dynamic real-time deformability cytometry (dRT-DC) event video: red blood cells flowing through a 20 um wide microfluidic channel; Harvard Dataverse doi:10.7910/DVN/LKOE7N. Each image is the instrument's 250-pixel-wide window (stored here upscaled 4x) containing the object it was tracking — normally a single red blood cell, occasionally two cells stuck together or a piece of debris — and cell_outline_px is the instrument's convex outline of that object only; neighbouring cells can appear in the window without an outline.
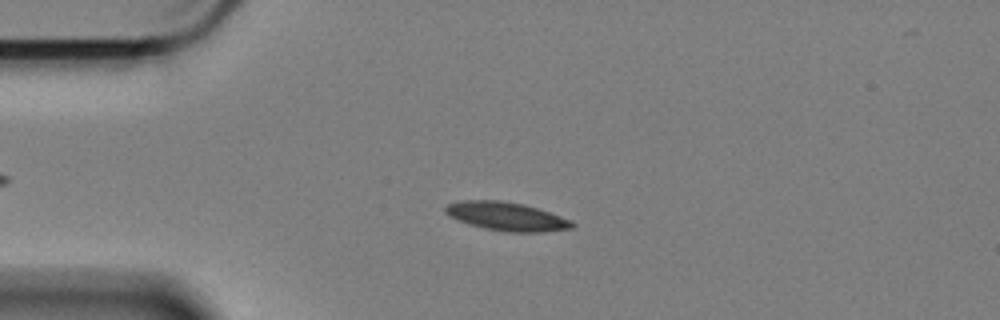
{"species": "Egyptian fruit bat (a non-hibernating species)", "species_latin": "Rousettus aegyptiacus", "temperature_condition": "cold", "stored_images_in_passage": 59, "camera_frame_rate_fps": 3000, "um_per_image_px": 0.085, "animal": {"sex": "female"}, "frame": {"image": 1, "passage_image": 14, "time_ms": 4.333, "image_size_px": [1000, 320], "cell_outline_px": [[576, 228], [544, 232], [508, 232], [484, 228], [468, 224], [456, 220], [448, 216], [444, 212], [444, 208], [448, 204], [460, 200], [500, 200], [524, 204], [572, 220], [576, 224]], "centroid_in_image_um": [43.05, 18.4], "position_along_channel_um": 41.9, "area_um2": 21.33}}
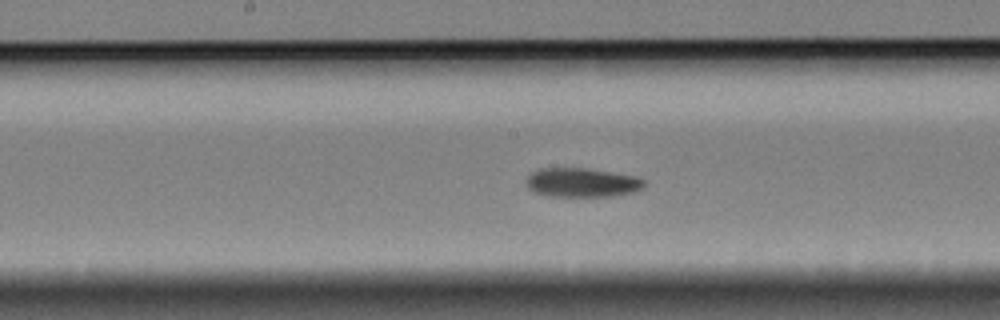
{"frame": {"image": 2, "passage_image": 30, "time_ms": 9.667, "image_size_px": [1000, 320], "cell_outline_px": [[644, 188], [632, 192], [612, 196], [548, 196], [532, 192], [528, 188], [524, 180], [532, 172], [540, 168], [584, 168], [636, 176], [644, 180]], "centroid_in_image_um": [49.42, 15.52], "position_along_channel_um": 198.8, "area_um2": 20.06}}
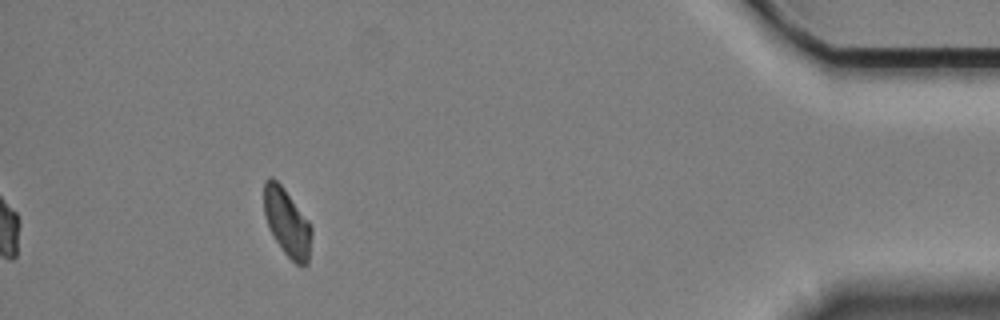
{"frame": {"image": 3, "passage_image": 54, "time_ms": 17.667, "image_size_px": [1000, 320], "cell_outline_px": [[312, 232], [308, 264], [296, 264], [284, 252], [276, 240], [268, 224], [264, 212], [264, 180], [268, 176], [272, 176], [284, 188], [308, 220], [312, 228]], "centroid_in_image_um": [24.4, 18.87], "position_along_channel_um": 410.8, "area_um2": 18.5}, "authors_computed_cell_mechanics": {"area_um2": 19.8254, "velocity_mm_per_s": 3.3562, "shape_relaxation_time_tau1_ms": null, "shape_relaxation_time_tau2_ms": 7.5983, "deformation_change_tau1": null, "deformation_change_tau2": 0.1166}}